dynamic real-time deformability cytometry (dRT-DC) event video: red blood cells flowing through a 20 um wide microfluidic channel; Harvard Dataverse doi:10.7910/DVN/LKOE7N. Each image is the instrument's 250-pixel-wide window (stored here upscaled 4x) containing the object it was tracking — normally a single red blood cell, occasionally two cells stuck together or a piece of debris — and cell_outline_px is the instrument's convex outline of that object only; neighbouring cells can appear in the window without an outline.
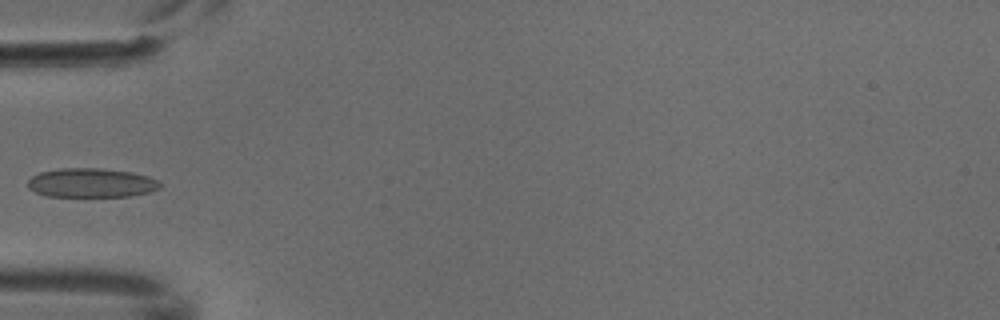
{"species": "common noctule bat (a hibernating species)", "species_latin": "Nyctalus noctula", "temperature_condition": "cold", "stored_images_in_passage": 4, "camera_frame_rate_fps": 3000, "um_per_image_px": 0.085, "animal": {"sex": "male", "body_mass_g": 18.8}, "frame": {"image": 1, "passage_image": 4, "time_ms": 1.0, "image_size_px": [1000, 320], "cell_outline_px": [[160, 188], [148, 192], [128, 196], [48, 196], [36, 192], [28, 188], [28, 180], [32, 176], [40, 172], [60, 168], [100, 168], [132, 172], [148, 176], [160, 180]], "centroid_in_image_um": [7.77, 15.53], "position_along_channel_um": 77.2, "area_um2": 22.43}}